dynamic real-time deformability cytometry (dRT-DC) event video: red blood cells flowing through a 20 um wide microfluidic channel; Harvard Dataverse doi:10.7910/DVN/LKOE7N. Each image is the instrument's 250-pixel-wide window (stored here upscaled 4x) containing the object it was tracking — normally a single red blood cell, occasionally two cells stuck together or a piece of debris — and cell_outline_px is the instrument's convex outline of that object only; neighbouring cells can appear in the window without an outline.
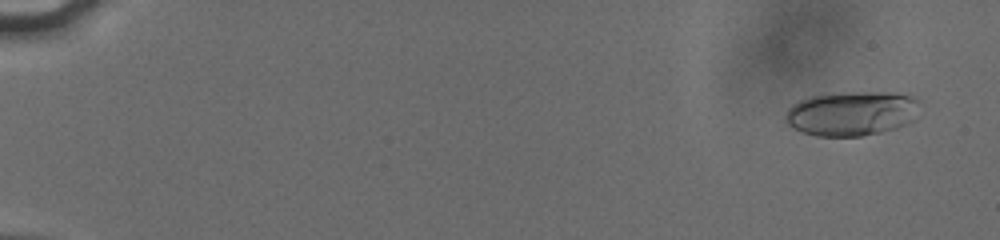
{"species": "human", "species_latin": "Homo sapiens", "temperature_condition": "cold", "stored_images_in_passage": 56, "camera_frame_rate_fps": 3000, "um_per_image_px": 0.085, "donor": {"sex": "male"}, "frame": {"image": 1, "passage_image": 4, "time_ms": 1.0, "image_size_px": [1000, 240], "cell_outline_px": [[916, 120], [908, 124], [896, 128], [880, 132], [860, 136], [816, 136], [792, 128], [784, 120], [784, 116], [788, 108], [792, 104], [808, 96], [852, 92], [888, 92], [908, 96], [916, 100]], "centroid_in_image_um": [72.34, 9.65], "position_along_channel_um": 12.7, "area_um2": 34.74}}
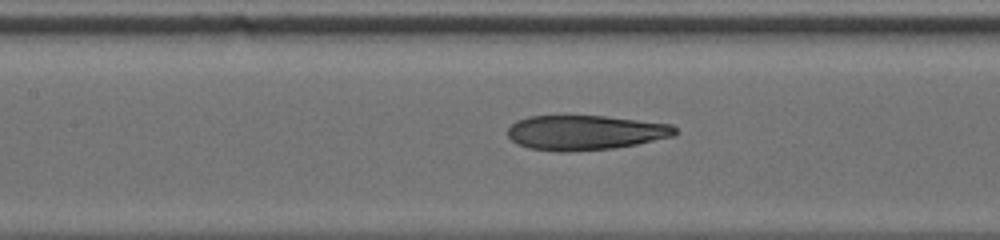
{"frame": {"image": 2, "passage_image": 29, "time_ms": 9.333, "image_size_px": [1000, 240], "cell_outline_px": [[676, 136], [636, 144], [612, 148], [564, 152], [560, 152], [528, 148], [512, 140], [508, 136], [508, 128], [516, 120], [528, 116], [604, 116], [672, 124], [676, 128]], "centroid_in_image_um": [49.75, 11.27], "position_along_channel_um": 157.7, "area_um2": 33.81}}
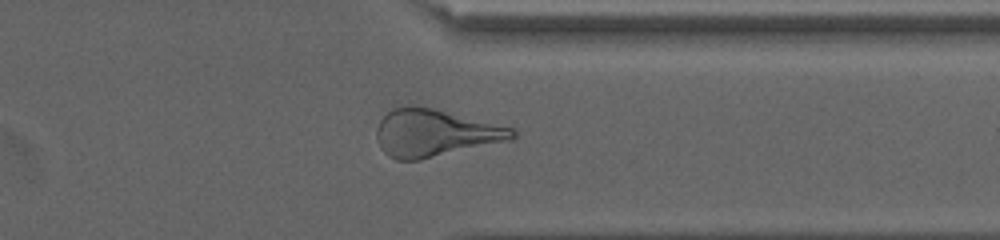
{"frame": {"image": 3, "passage_image": 46, "time_ms": 15.0, "image_size_px": [1000, 240], "cell_outline_px": [[516, 136], [512, 140], [420, 160], [396, 160], [388, 156], [380, 148], [376, 136], [376, 128], [380, 120], [392, 108], [412, 104], [416, 104], [516, 128]], "centroid_in_image_um": [36.97, 11.3], "position_along_channel_um": 374.4, "area_um2": 37.86}, "authors_computed_cell_mechanics": {"area_um2": 34.4777, "velocity_mm_per_s": 3.8405, "shape_relaxation_time_tau1_ms": 6.9457, "shape_relaxation_time_tau2_ms": 2.9841, "deformation_change_tau1": 0.2013, "deformation_change_tau2": 0.1361}}